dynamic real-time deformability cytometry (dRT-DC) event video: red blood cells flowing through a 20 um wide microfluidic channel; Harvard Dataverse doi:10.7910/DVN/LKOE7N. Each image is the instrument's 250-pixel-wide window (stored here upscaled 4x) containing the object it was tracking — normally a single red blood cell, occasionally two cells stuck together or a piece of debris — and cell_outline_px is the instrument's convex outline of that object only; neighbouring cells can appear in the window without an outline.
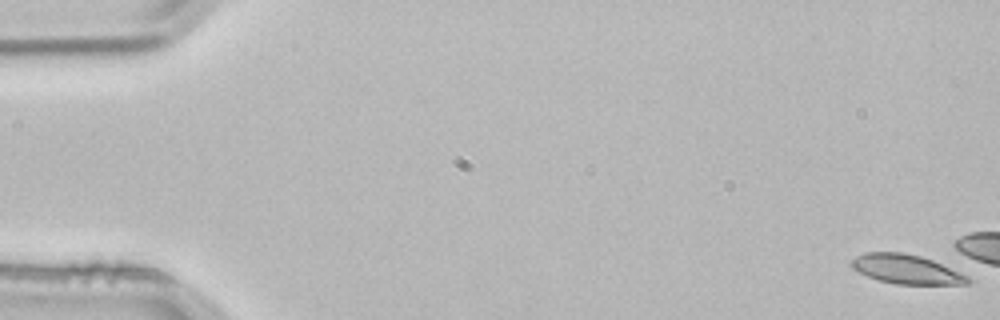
{"species": "common noctule bat (a hibernating species)", "species_latin": "Nyctalus noctula", "temperature_condition": "room temperature", "stored_images_in_passage": 1, "camera_frame_rate_fps": 3000, "um_per_image_px": 0.085, "animal": {"sex": "male", "body_mass_g": 21.5, "forearm_length_mm": 52.0}, "frame": {"image": 1, "passage_image": 1, "time_ms": 0.0, "image_size_px": [1000, 320], "cell_outline_px": [[972, 280], [968, 284], [896, 284], [880, 280], [868, 276], [852, 268], [852, 260], [856, 256], [864, 252], [904, 252], [920, 256], [932, 260], [968, 276]], "centroid_in_image_um": [77.04, 22.88], "position_along_channel_um": 8.0, "area_um2": 19.59}}